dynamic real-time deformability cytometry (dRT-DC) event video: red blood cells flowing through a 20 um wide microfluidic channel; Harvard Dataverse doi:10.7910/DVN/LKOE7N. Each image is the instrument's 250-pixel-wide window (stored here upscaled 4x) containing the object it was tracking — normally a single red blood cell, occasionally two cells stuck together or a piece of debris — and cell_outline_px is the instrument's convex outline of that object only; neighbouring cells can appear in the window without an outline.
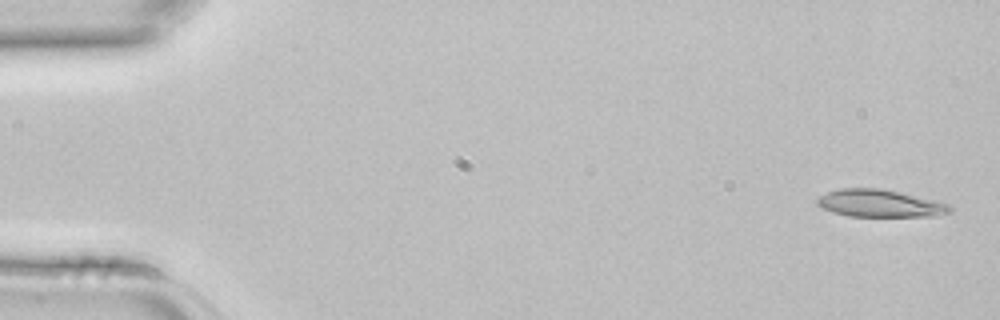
{"species": "common noctule bat (a hibernating species)", "species_latin": "Nyctalus noctula", "temperature_condition": "room temperature", "stored_images_in_passage": 5, "segment_of_instrument_passage": [1, 2], "camera_frame_rate_fps": 3000, "um_per_image_px": 0.085, "animal": {"sex": "female", "body_mass_g": 22.7, "forearm_length_mm": 54.2}, "frame": {"image": 1, "passage_image": 1, "time_ms": 0.0, "image_size_px": [1000, 320], "cell_outline_px": [[952, 212], [936, 216], [848, 216], [832, 212], [816, 204], [816, 200], [820, 196], [828, 192], [840, 188], [880, 188], [900, 192], [948, 204], [952, 208]], "centroid_in_image_um": [74.78, 17.29], "position_along_channel_um": 10.2, "area_um2": 21.04}}